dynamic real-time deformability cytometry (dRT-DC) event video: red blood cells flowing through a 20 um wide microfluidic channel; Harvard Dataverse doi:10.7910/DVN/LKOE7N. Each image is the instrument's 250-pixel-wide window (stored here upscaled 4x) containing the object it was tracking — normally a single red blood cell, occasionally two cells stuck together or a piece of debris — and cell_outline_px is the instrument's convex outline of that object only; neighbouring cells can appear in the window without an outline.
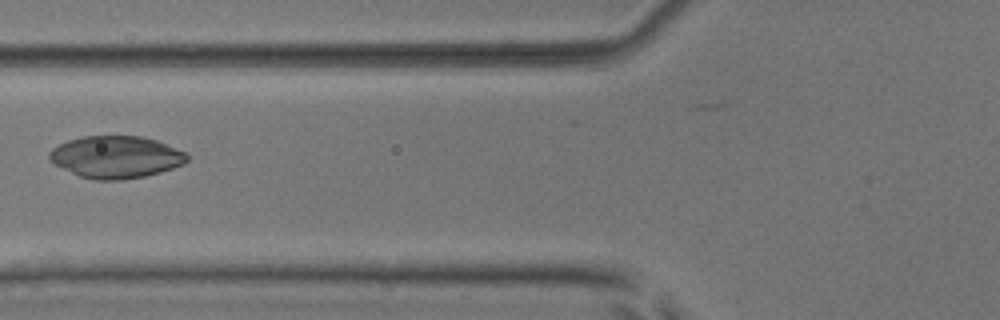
{"species": "common noctule bat (a hibernating species)", "species_latin": "Nyctalus noctula", "temperature_condition": "room temperature", "stored_images_in_passage": 7, "camera_frame_rate_fps": 3000, "um_per_image_px": 0.085, "animal": {"sex": "male", "body_mass_g": 17.9, "forearm_length_mm": 54.2}, "frame": {"image": 1, "passage_image": 6, "time_ms": 5.667, "image_size_px": [1000, 320], "cell_outline_px": [[188, 160], [184, 164], [160, 172], [144, 176], [124, 180], [96, 180], [80, 176], [48, 160], [48, 152], [52, 148], [68, 140], [80, 136], [140, 136], [156, 140], [188, 152]], "centroid_in_image_um": [9.87, 13.34], "position_along_channel_um": 115.9, "area_um2": 33.87}}